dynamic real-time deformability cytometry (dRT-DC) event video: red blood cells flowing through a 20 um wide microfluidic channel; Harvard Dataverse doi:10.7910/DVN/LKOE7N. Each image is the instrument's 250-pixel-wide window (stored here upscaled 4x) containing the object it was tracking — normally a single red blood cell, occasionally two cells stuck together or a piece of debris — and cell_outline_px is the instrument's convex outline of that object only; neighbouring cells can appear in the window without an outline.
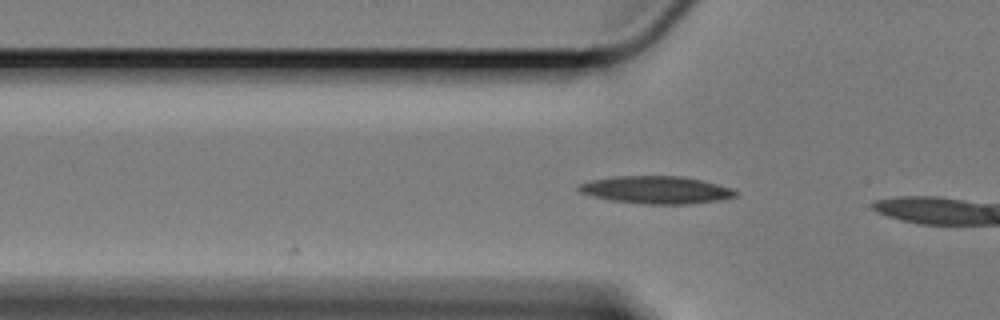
{"species": "Egyptian fruit bat (a non-hibernating species)", "species_latin": "Rousettus aegyptiacus", "temperature_condition": "cold", "stored_images_in_passage": 4, "camera_frame_rate_fps": 3000, "um_per_image_px": 0.085, "animal": {"sex": "female"}, "frame": {"image": 1, "passage_image": 4, "time_ms": 1.0, "image_size_px": [1000, 320], "cell_outline_px": [[740, 192], [736, 196], [720, 200], [688, 204], [644, 204], [612, 200], [592, 196], [580, 192], [576, 188], [580, 184], [592, 180], [616, 176], [680, 176], [700, 180], [716, 184]], "centroid_in_image_um": [55.77, 16.14], "position_along_channel_um": 70.0, "area_um2": 24.91}}